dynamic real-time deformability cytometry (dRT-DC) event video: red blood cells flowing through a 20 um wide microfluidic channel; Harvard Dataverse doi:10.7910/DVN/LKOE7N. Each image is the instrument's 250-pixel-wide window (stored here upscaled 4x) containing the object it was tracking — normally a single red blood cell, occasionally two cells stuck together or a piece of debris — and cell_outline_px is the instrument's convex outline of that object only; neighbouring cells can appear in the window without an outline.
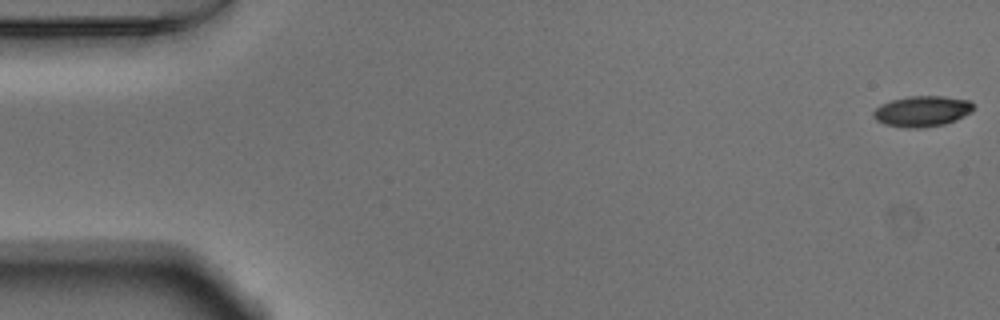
{"species": "Egyptian fruit bat (a non-hibernating species)", "species_latin": "Rousettus aegyptiacus", "temperature_condition": "warm", "stored_images_in_passage": 53, "camera_frame_rate_fps": 3000, "um_per_image_px": 0.085, "animal": {"sex": "male"}, "frame": {"image": 1, "passage_image": 1, "time_ms": 0.0, "image_size_px": [1000, 320], "cell_outline_px": [[972, 112], [956, 120], [944, 124], [920, 128], [904, 128], [884, 124], [876, 120], [872, 116], [872, 112], [880, 104], [892, 100], [908, 96], [944, 96], [968, 100], [972, 104]], "centroid_in_image_um": [78.34, 9.46], "position_along_channel_um": 6.7, "area_um2": 17.98}}
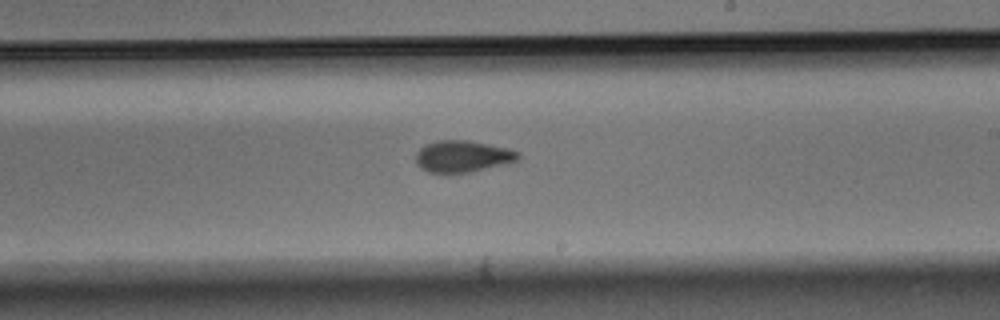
{"frame": {"image": 2, "passage_image": 31, "time_ms": 10.0, "image_size_px": [1000, 320], "cell_outline_px": [[520, 156], [516, 160], [508, 164], [472, 172], [428, 172], [420, 168], [416, 164], [416, 152], [424, 144], [436, 140], [468, 140], [508, 148], [520, 152]], "centroid_in_image_um": [39.32, 13.28], "position_along_channel_um": 249.7, "area_um2": 19.07}}
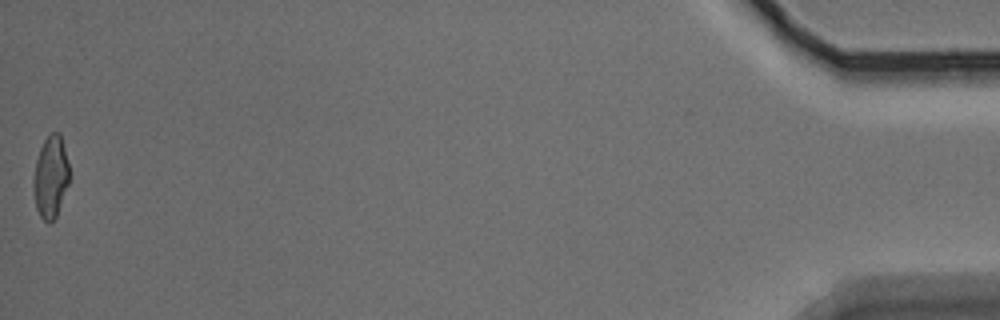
{"frame": {"image": 3, "passage_image": 53, "time_ms": 17.333, "image_size_px": [1000, 320], "cell_outline_px": [[68, 184], [56, 216], [48, 224], [40, 216], [36, 208], [32, 184], [32, 180], [36, 160], [40, 148], [44, 140], [52, 132], [60, 132], [68, 164]], "centroid_in_image_um": [4.28, 15.04], "position_along_channel_um": 430.9, "area_um2": 16.99}, "authors_computed_cell_mechanics": {"area_um2": 18.4382, "velocity_mm_per_s": 3.8175, "shape_relaxation_time_tau1_ms": 3.9486, "shape_relaxation_time_tau2_ms": 2.2457, "deformation_change_tau1": 0.1254, "deformation_change_tau2": 0.0782}}